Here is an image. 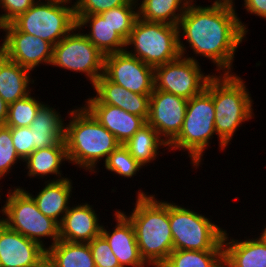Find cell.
I'll return each instance as SVG.
<instances>
[{"instance_id":"cell-1","label":"cell","mask_w":266,"mask_h":267,"mask_svg":"<svg viewBox=\"0 0 266 267\" xmlns=\"http://www.w3.org/2000/svg\"><path fill=\"white\" fill-rule=\"evenodd\" d=\"M235 8V2L227 1L204 7L190 3L178 24L180 55L187 53L184 37L195 56L211 60L217 73L234 74V56L248 32Z\"/></svg>"},{"instance_id":"cell-2","label":"cell","mask_w":266,"mask_h":267,"mask_svg":"<svg viewBox=\"0 0 266 267\" xmlns=\"http://www.w3.org/2000/svg\"><path fill=\"white\" fill-rule=\"evenodd\" d=\"M136 198L131 214L121 212L133 225L141 258L149 267H160L174 250L169 202L147 195L141 189Z\"/></svg>"},{"instance_id":"cell-3","label":"cell","mask_w":266,"mask_h":267,"mask_svg":"<svg viewBox=\"0 0 266 267\" xmlns=\"http://www.w3.org/2000/svg\"><path fill=\"white\" fill-rule=\"evenodd\" d=\"M68 116L64 131L68 163L96 173L99 161L105 162L121 143L85 106L69 110Z\"/></svg>"},{"instance_id":"cell-4","label":"cell","mask_w":266,"mask_h":267,"mask_svg":"<svg viewBox=\"0 0 266 267\" xmlns=\"http://www.w3.org/2000/svg\"><path fill=\"white\" fill-rule=\"evenodd\" d=\"M213 98L220 150L227 149L239 127L253 119V100L245 81L234 74H214L205 89ZM250 93V94H249Z\"/></svg>"},{"instance_id":"cell-5","label":"cell","mask_w":266,"mask_h":267,"mask_svg":"<svg viewBox=\"0 0 266 267\" xmlns=\"http://www.w3.org/2000/svg\"><path fill=\"white\" fill-rule=\"evenodd\" d=\"M215 131V109L212 96L204 90L187 101L185 118L179 135L168 145V151L188 153L191 164L197 169L202 164L205 149Z\"/></svg>"},{"instance_id":"cell-6","label":"cell","mask_w":266,"mask_h":267,"mask_svg":"<svg viewBox=\"0 0 266 267\" xmlns=\"http://www.w3.org/2000/svg\"><path fill=\"white\" fill-rule=\"evenodd\" d=\"M7 194L5 205L0 209V221L42 247L46 245L43 238H51L50 246H53L59 240V224L46 217L22 187H13Z\"/></svg>"},{"instance_id":"cell-7","label":"cell","mask_w":266,"mask_h":267,"mask_svg":"<svg viewBox=\"0 0 266 267\" xmlns=\"http://www.w3.org/2000/svg\"><path fill=\"white\" fill-rule=\"evenodd\" d=\"M125 51L153 68L173 61L180 56L178 26L137 18Z\"/></svg>"},{"instance_id":"cell-8","label":"cell","mask_w":266,"mask_h":267,"mask_svg":"<svg viewBox=\"0 0 266 267\" xmlns=\"http://www.w3.org/2000/svg\"><path fill=\"white\" fill-rule=\"evenodd\" d=\"M169 221L174 250H224L225 229L202 213L172 201L169 202Z\"/></svg>"},{"instance_id":"cell-9","label":"cell","mask_w":266,"mask_h":267,"mask_svg":"<svg viewBox=\"0 0 266 267\" xmlns=\"http://www.w3.org/2000/svg\"><path fill=\"white\" fill-rule=\"evenodd\" d=\"M72 3L35 2L11 23L19 31L39 37L54 46L77 26Z\"/></svg>"},{"instance_id":"cell-10","label":"cell","mask_w":266,"mask_h":267,"mask_svg":"<svg viewBox=\"0 0 266 267\" xmlns=\"http://www.w3.org/2000/svg\"><path fill=\"white\" fill-rule=\"evenodd\" d=\"M78 31V32H77ZM77 26L53 47L51 66L84 74L92 86L103 75L105 55Z\"/></svg>"},{"instance_id":"cell-11","label":"cell","mask_w":266,"mask_h":267,"mask_svg":"<svg viewBox=\"0 0 266 267\" xmlns=\"http://www.w3.org/2000/svg\"><path fill=\"white\" fill-rule=\"evenodd\" d=\"M196 57L179 56L154 68L155 89L172 93L187 100L202 93L214 76L202 72Z\"/></svg>"},{"instance_id":"cell-12","label":"cell","mask_w":266,"mask_h":267,"mask_svg":"<svg viewBox=\"0 0 266 267\" xmlns=\"http://www.w3.org/2000/svg\"><path fill=\"white\" fill-rule=\"evenodd\" d=\"M103 75L113 83L141 95L155 88L154 68L126 51L106 55Z\"/></svg>"},{"instance_id":"cell-13","label":"cell","mask_w":266,"mask_h":267,"mask_svg":"<svg viewBox=\"0 0 266 267\" xmlns=\"http://www.w3.org/2000/svg\"><path fill=\"white\" fill-rule=\"evenodd\" d=\"M5 32L2 53L11 61L33 71L40 64L50 65L53 45L39 37L19 31L12 23L2 26Z\"/></svg>"},{"instance_id":"cell-14","label":"cell","mask_w":266,"mask_h":267,"mask_svg":"<svg viewBox=\"0 0 266 267\" xmlns=\"http://www.w3.org/2000/svg\"><path fill=\"white\" fill-rule=\"evenodd\" d=\"M187 99L161 90L150 95L149 117L147 123L169 145L180 133Z\"/></svg>"},{"instance_id":"cell-15","label":"cell","mask_w":266,"mask_h":267,"mask_svg":"<svg viewBox=\"0 0 266 267\" xmlns=\"http://www.w3.org/2000/svg\"><path fill=\"white\" fill-rule=\"evenodd\" d=\"M0 267H46V246L0 221Z\"/></svg>"},{"instance_id":"cell-16","label":"cell","mask_w":266,"mask_h":267,"mask_svg":"<svg viewBox=\"0 0 266 267\" xmlns=\"http://www.w3.org/2000/svg\"><path fill=\"white\" fill-rule=\"evenodd\" d=\"M92 88L96 95L89 96L87 101H84L85 104H110L148 120L150 95L131 92L108 80L104 75L96 80Z\"/></svg>"},{"instance_id":"cell-17","label":"cell","mask_w":266,"mask_h":267,"mask_svg":"<svg viewBox=\"0 0 266 267\" xmlns=\"http://www.w3.org/2000/svg\"><path fill=\"white\" fill-rule=\"evenodd\" d=\"M92 206L85 202L69 207L59 224V240L89 243L101 235L103 223Z\"/></svg>"},{"instance_id":"cell-18","label":"cell","mask_w":266,"mask_h":267,"mask_svg":"<svg viewBox=\"0 0 266 267\" xmlns=\"http://www.w3.org/2000/svg\"><path fill=\"white\" fill-rule=\"evenodd\" d=\"M113 216H115L116 224L112 233L110 230L107 231L108 226L105 229L103 224L101 235L109 243L120 266L149 267L140 256L135 231L130 220L121 212V209L116 210Z\"/></svg>"},{"instance_id":"cell-19","label":"cell","mask_w":266,"mask_h":267,"mask_svg":"<svg viewBox=\"0 0 266 267\" xmlns=\"http://www.w3.org/2000/svg\"><path fill=\"white\" fill-rule=\"evenodd\" d=\"M98 122L104 126L123 145L147 121L110 104H84Z\"/></svg>"},{"instance_id":"cell-20","label":"cell","mask_w":266,"mask_h":267,"mask_svg":"<svg viewBox=\"0 0 266 267\" xmlns=\"http://www.w3.org/2000/svg\"><path fill=\"white\" fill-rule=\"evenodd\" d=\"M45 187L35 196L26 191L36 203L38 209L46 216L61 223L63 216L69 209L73 183L68 177L53 181H45Z\"/></svg>"},{"instance_id":"cell-21","label":"cell","mask_w":266,"mask_h":267,"mask_svg":"<svg viewBox=\"0 0 266 267\" xmlns=\"http://www.w3.org/2000/svg\"><path fill=\"white\" fill-rule=\"evenodd\" d=\"M225 230L224 267H266V245L258 238L232 239ZM230 238V241H229Z\"/></svg>"},{"instance_id":"cell-22","label":"cell","mask_w":266,"mask_h":267,"mask_svg":"<svg viewBox=\"0 0 266 267\" xmlns=\"http://www.w3.org/2000/svg\"><path fill=\"white\" fill-rule=\"evenodd\" d=\"M60 112L43 104L29 126L33 133V151L35 149L56 147L64 140L65 122Z\"/></svg>"},{"instance_id":"cell-23","label":"cell","mask_w":266,"mask_h":267,"mask_svg":"<svg viewBox=\"0 0 266 267\" xmlns=\"http://www.w3.org/2000/svg\"><path fill=\"white\" fill-rule=\"evenodd\" d=\"M30 75L31 70L0 54V96L8 105L32 92L29 85L35 80Z\"/></svg>"},{"instance_id":"cell-24","label":"cell","mask_w":266,"mask_h":267,"mask_svg":"<svg viewBox=\"0 0 266 267\" xmlns=\"http://www.w3.org/2000/svg\"><path fill=\"white\" fill-rule=\"evenodd\" d=\"M89 25V26H88ZM90 27L84 35L105 56L125 51L126 41L104 20L100 14L83 15L77 20V28Z\"/></svg>"},{"instance_id":"cell-25","label":"cell","mask_w":266,"mask_h":267,"mask_svg":"<svg viewBox=\"0 0 266 267\" xmlns=\"http://www.w3.org/2000/svg\"><path fill=\"white\" fill-rule=\"evenodd\" d=\"M64 161H68V158L66 143L62 140L56 147L35 149L23 163L30 178H45L53 174L57 177L53 181H56L65 178L60 169Z\"/></svg>"},{"instance_id":"cell-26","label":"cell","mask_w":266,"mask_h":267,"mask_svg":"<svg viewBox=\"0 0 266 267\" xmlns=\"http://www.w3.org/2000/svg\"><path fill=\"white\" fill-rule=\"evenodd\" d=\"M46 267H95L88 243L58 240L46 247Z\"/></svg>"},{"instance_id":"cell-27","label":"cell","mask_w":266,"mask_h":267,"mask_svg":"<svg viewBox=\"0 0 266 267\" xmlns=\"http://www.w3.org/2000/svg\"><path fill=\"white\" fill-rule=\"evenodd\" d=\"M138 18L178 26L190 2L188 0H136ZM141 3H138V2Z\"/></svg>"},{"instance_id":"cell-28","label":"cell","mask_w":266,"mask_h":267,"mask_svg":"<svg viewBox=\"0 0 266 267\" xmlns=\"http://www.w3.org/2000/svg\"><path fill=\"white\" fill-rule=\"evenodd\" d=\"M123 145L143 167L158 158L159 147L162 146L163 148L166 147V150L168 149V144L148 123L141 127Z\"/></svg>"},{"instance_id":"cell-29","label":"cell","mask_w":266,"mask_h":267,"mask_svg":"<svg viewBox=\"0 0 266 267\" xmlns=\"http://www.w3.org/2000/svg\"><path fill=\"white\" fill-rule=\"evenodd\" d=\"M160 267H224V250H173Z\"/></svg>"},{"instance_id":"cell-30","label":"cell","mask_w":266,"mask_h":267,"mask_svg":"<svg viewBox=\"0 0 266 267\" xmlns=\"http://www.w3.org/2000/svg\"><path fill=\"white\" fill-rule=\"evenodd\" d=\"M100 15L127 41L138 18L137 1L130 0L127 4L102 12Z\"/></svg>"},{"instance_id":"cell-31","label":"cell","mask_w":266,"mask_h":267,"mask_svg":"<svg viewBox=\"0 0 266 267\" xmlns=\"http://www.w3.org/2000/svg\"><path fill=\"white\" fill-rule=\"evenodd\" d=\"M44 103L39 101V97L36 99L30 93L26 97L9 104L5 126L10 128L29 127Z\"/></svg>"},{"instance_id":"cell-32","label":"cell","mask_w":266,"mask_h":267,"mask_svg":"<svg viewBox=\"0 0 266 267\" xmlns=\"http://www.w3.org/2000/svg\"><path fill=\"white\" fill-rule=\"evenodd\" d=\"M106 170L124 178H132L143 167L124 147L120 145L107 157L104 165Z\"/></svg>"},{"instance_id":"cell-33","label":"cell","mask_w":266,"mask_h":267,"mask_svg":"<svg viewBox=\"0 0 266 267\" xmlns=\"http://www.w3.org/2000/svg\"><path fill=\"white\" fill-rule=\"evenodd\" d=\"M18 161L23 162L15 150L10 127L0 126V180L11 172Z\"/></svg>"},{"instance_id":"cell-34","label":"cell","mask_w":266,"mask_h":267,"mask_svg":"<svg viewBox=\"0 0 266 267\" xmlns=\"http://www.w3.org/2000/svg\"><path fill=\"white\" fill-rule=\"evenodd\" d=\"M95 267H121L107 240L99 235L89 243Z\"/></svg>"},{"instance_id":"cell-35","label":"cell","mask_w":266,"mask_h":267,"mask_svg":"<svg viewBox=\"0 0 266 267\" xmlns=\"http://www.w3.org/2000/svg\"><path fill=\"white\" fill-rule=\"evenodd\" d=\"M76 21L83 15L101 14L112 8L127 4L130 0H75Z\"/></svg>"},{"instance_id":"cell-36","label":"cell","mask_w":266,"mask_h":267,"mask_svg":"<svg viewBox=\"0 0 266 267\" xmlns=\"http://www.w3.org/2000/svg\"><path fill=\"white\" fill-rule=\"evenodd\" d=\"M10 132L15 150L24 161L33 152L32 130L30 127H13Z\"/></svg>"},{"instance_id":"cell-37","label":"cell","mask_w":266,"mask_h":267,"mask_svg":"<svg viewBox=\"0 0 266 267\" xmlns=\"http://www.w3.org/2000/svg\"><path fill=\"white\" fill-rule=\"evenodd\" d=\"M34 3V0H1V9L4 13L0 14V25L11 23Z\"/></svg>"},{"instance_id":"cell-38","label":"cell","mask_w":266,"mask_h":267,"mask_svg":"<svg viewBox=\"0 0 266 267\" xmlns=\"http://www.w3.org/2000/svg\"><path fill=\"white\" fill-rule=\"evenodd\" d=\"M244 8L251 15L259 16L266 20V0H243Z\"/></svg>"},{"instance_id":"cell-39","label":"cell","mask_w":266,"mask_h":267,"mask_svg":"<svg viewBox=\"0 0 266 267\" xmlns=\"http://www.w3.org/2000/svg\"><path fill=\"white\" fill-rule=\"evenodd\" d=\"M8 104L0 96V126H5L8 115Z\"/></svg>"},{"instance_id":"cell-40","label":"cell","mask_w":266,"mask_h":267,"mask_svg":"<svg viewBox=\"0 0 266 267\" xmlns=\"http://www.w3.org/2000/svg\"><path fill=\"white\" fill-rule=\"evenodd\" d=\"M266 226V225H265ZM261 240V242L266 245V227L262 229V232L260 233V236L257 237Z\"/></svg>"},{"instance_id":"cell-41","label":"cell","mask_w":266,"mask_h":267,"mask_svg":"<svg viewBox=\"0 0 266 267\" xmlns=\"http://www.w3.org/2000/svg\"><path fill=\"white\" fill-rule=\"evenodd\" d=\"M35 2H72V0H34Z\"/></svg>"},{"instance_id":"cell-42","label":"cell","mask_w":266,"mask_h":267,"mask_svg":"<svg viewBox=\"0 0 266 267\" xmlns=\"http://www.w3.org/2000/svg\"><path fill=\"white\" fill-rule=\"evenodd\" d=\"M190 3L197 2L196 0H188ZM221 2V0H214L213 3Z\"/></svg>"},{"instance_id":"cell-43","label":"cell","mask_w":266,"mask_h":267,"mask_svg":"<svg viewBox=\"0 0 266 267\" xmlns=\"http://www.w3.org/2000/svg\"><path fill=\"white\" fill-rule=\"evenodd\" d=\"M223 1L233 2L234 3L235 0H221V2H223Z\"/></svg>"},{"instance_id":"cell-44","label":"cell","mask_w":266,"mask_h":267,"mask_svg":"<svg viewBox=\"0 0 266 267\" xmlns=\"http://www.w3.org/2000/svg\"><path fill=\"white\" fill-rule=\"evenodd\" d=\"M0 8H1V0H0ZM2 30V26L0 25V31Z\"/></svg>"}]
</instances>
